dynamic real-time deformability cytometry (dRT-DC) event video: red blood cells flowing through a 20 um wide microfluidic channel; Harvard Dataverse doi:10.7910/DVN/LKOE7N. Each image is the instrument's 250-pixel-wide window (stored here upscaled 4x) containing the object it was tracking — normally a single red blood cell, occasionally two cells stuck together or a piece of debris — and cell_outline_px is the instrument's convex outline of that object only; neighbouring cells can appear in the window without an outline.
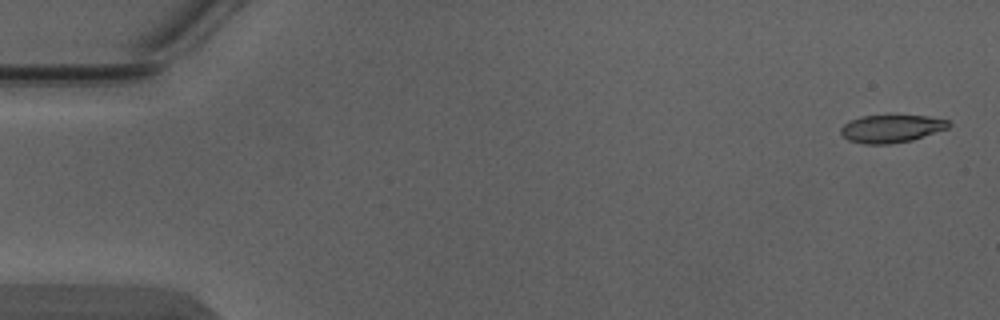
{"species": "Egyptian fruit bat (a non-hibernating species)", "species_latin": "Rousettus aegyptiacus", "temperature_condition": "warm", "stored_images_in_passage": 4, "camera_frame_rate_fps": 3000, "um_per_image_px": 0.085, "animal": {"sex": "male"}, "frame": {"image": 1, "passage_image": 4, "time_ms": 1.0, "image_size_px": [1000, 320], "cell_outline_px": [[952, 124], [948, 128], [912, 140], [888, 144], [864, 144], [848, 140], [840, 132], [840, 128], [848, 120], [860, 116], [928, 116], [948, 120]], "centroid_in_image_um": [75.74, 10.93], "position_along_channel_um": 9.3, "area_um2": 17.4}}